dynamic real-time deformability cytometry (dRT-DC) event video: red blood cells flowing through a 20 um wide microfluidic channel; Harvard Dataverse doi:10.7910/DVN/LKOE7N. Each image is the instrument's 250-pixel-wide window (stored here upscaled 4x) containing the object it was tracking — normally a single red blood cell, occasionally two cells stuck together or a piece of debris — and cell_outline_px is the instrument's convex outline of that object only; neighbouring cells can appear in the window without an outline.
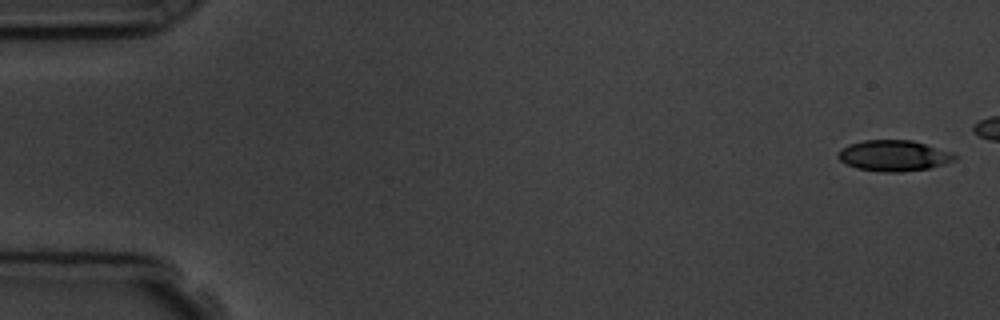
{"species": "common noctule bat (a hibernating species)", "species_latin": "Nyctalus noctula", "temperature_condition": "room temperature", "stored_images_in_passage": 6, "camera_frame_rate_fps": 3000, "um_per_image_px": 0.085, "animal": {"sex": "male", "body_mass_g": 19.5, "forearm_length_mm": 54.6}, "frame": {"image": 1, "passage_image": 1, "time_ms": 0.0, "image_size_px": [1000, 320], "cell_outline_px": [[956, 160], [944, 164], [928, 168], [900, 172], [880, 172], [856, 168], [840, 160], [836, 156], [836, 152], [840, 148], [848, 144], [864, 140], [912, 140], [952, 152], [956, 156]], "centroid_in_image_um": [75.93, 13.23], "position_along_channel_um": 9.1, "area_um2": 21.1}}
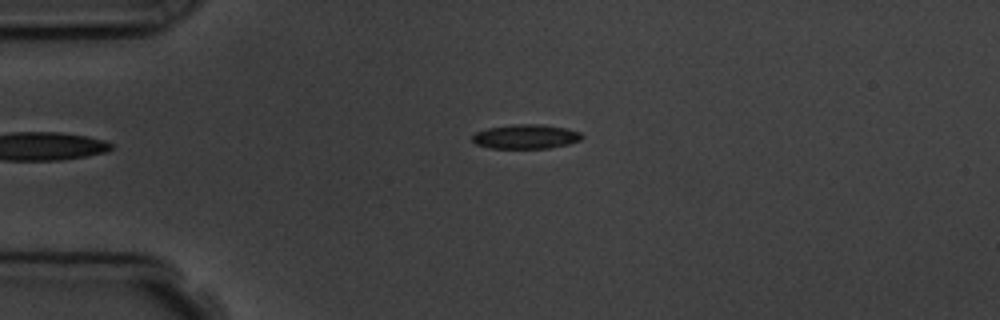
{"frame": {"image": 2, "passage_image": 6, "time_ms": 5.667, "image_size_px": [1000, 320], "cell_outline_px": [[584, 136], [580, 140], [568, 144], [548, 148], [488, 148], [476, 144], [472, 140], [472, 136], [476, 132], [488, 128], [512, 124], [540, 124], [564, 128], [580, 132]], "centroid_in_image_um": [44.68, 11.61], "position_along_channel_um": 40.3, "area_um2": 15.49}}